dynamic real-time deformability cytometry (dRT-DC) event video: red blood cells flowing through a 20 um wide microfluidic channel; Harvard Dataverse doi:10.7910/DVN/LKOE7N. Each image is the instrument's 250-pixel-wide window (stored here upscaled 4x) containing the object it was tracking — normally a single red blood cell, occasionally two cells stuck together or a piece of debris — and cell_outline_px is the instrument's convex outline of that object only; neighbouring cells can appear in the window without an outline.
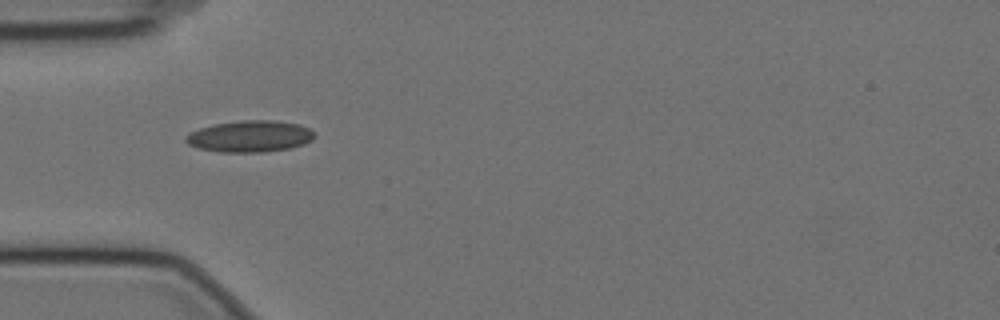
{"species": "Egyptian fruit bat (a non-hibernating species)", "species_latin": "Rousettus aegyptiacus", "temperature_condition": "cold", "stored_images_in_passage": 10, "camera_frame_rate_fps": 3000, "um_per_image_px": 0.085, "animal": {"sex": "female"}, "frame": {"image": 1, "passage_image": 1, "time_ms": 0.0, "image_size_px": [1000, 320], "cell_outline_px": [[316, 136], [312, 140], [304, 144], [288, 148], [264, 152], [220, 152], [200, 148], [188, 144], [184, 140], [184, 136], [188, 132], [212, 124], [240, 120], [272, 120], [300, 124], [316, 132]], "centroid_in_image_um": [21.24, 11.58], "position_along_channel_um": 63.8, "area_um2": 23.87}}
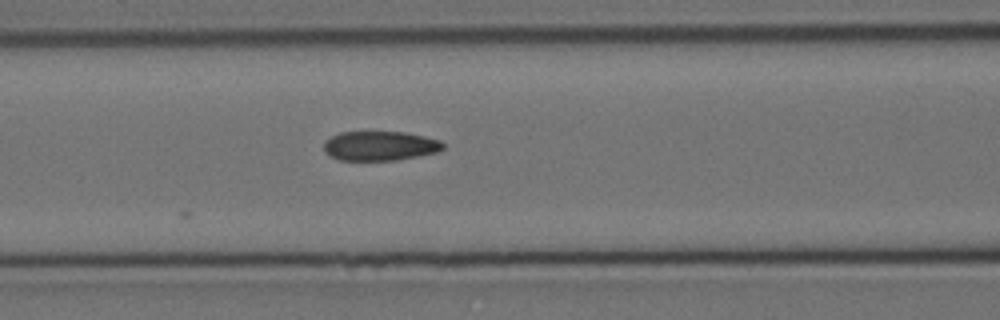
{"frame": {"image": 2, "passage_image": 7, "time_ms": 2.0, "image_size_px": [1000, 320], "cell_outline_px": [[444, 148], [436, 152], [396, 160], [340, 160], [324, 152], [324, 140], [340, 132], [404, 132], [424, 136], [440, 140], [444, 144]], "centroid_in_image_um": [32.28, 12.39], "position_along_channel_um": 134.3, "area_um2": 20.35}}
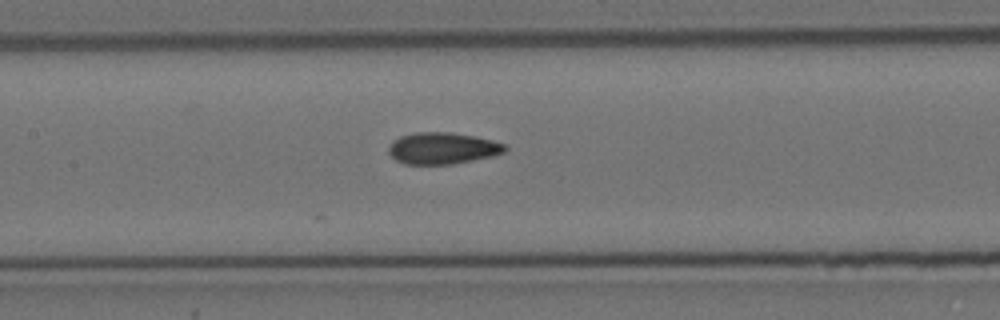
{"frame": {"image": 3, "passage_image": 10, "time_ms": 3.0, "image_size_px": [1000, 320], "cell_outline_px": [[508, 148], [504, 152], [492, 156], [452, 164], [404, 164], [396, 160], [388, 152], [388, 148], [392, 140], [400, 136], [416, 132], [448, 132], [476, 136], [492, 140], [504, 144]], "centroid_in_image_um": [37.59, 12.59], "position_along_channel_um": 169.8, "area_um2": 21.44}}